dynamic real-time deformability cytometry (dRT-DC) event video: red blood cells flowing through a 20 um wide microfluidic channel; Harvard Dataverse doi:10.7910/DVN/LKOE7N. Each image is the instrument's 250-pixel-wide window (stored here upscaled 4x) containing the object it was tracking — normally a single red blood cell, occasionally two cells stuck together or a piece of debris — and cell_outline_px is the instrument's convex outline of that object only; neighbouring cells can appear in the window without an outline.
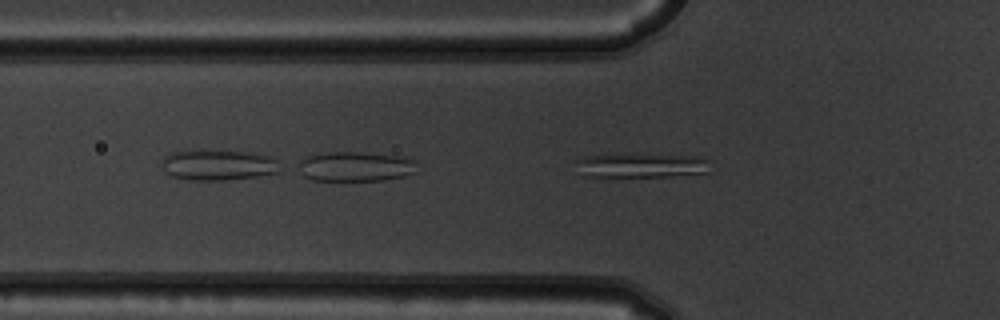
{"species": "common noctule bat (a hibernating species)", "species_latin": "Nyctalus noctula", "temperature_condition": "warm", "stored_images_in_passage": 6, "camera_frame_rate_fps": 3000, "um_per_image_px": 0.085, "animal": {"sex": "male", "body_mass_g": 19.5, "forearm_length_mm": 54.6}, "frame": {"image": 1, "passage_image": 6, "time_ms": 1.667, "image_size_px": [1000, 320], "cell_outline_px": [[708, 172], [672, 176], [608, 180], [584, 176], [576, 160], [584, 156], [616, 152], [648, 152], [704, 156], [708, 160]], "centroid_in_image_um": [54.46, 14.05], "position_along_channel_um": 71.3, "area_um2": 21.39}}